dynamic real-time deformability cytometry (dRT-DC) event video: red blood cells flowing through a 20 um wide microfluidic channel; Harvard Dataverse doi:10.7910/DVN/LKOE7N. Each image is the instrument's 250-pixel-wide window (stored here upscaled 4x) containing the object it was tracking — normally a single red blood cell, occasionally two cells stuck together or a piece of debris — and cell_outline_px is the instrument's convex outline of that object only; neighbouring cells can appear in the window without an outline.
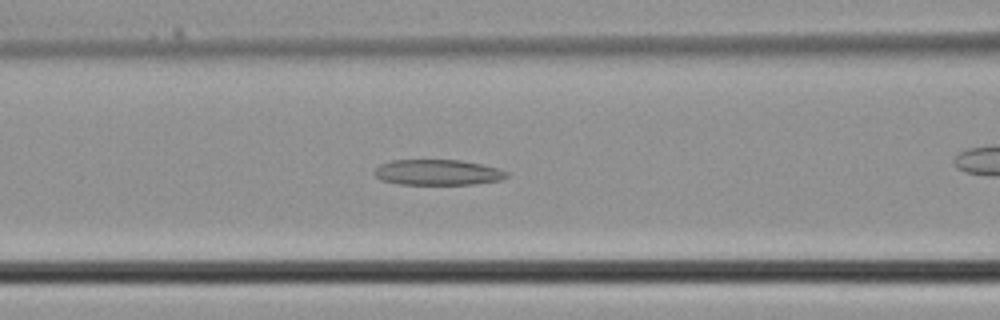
{"species": "common noctule bat (a hibernating species)", "species_latin": "Nyctalus noctula", "temperature_condition": "cold", "stored_images_in_passage": 22, "camera_frame_rate_fps": 3000, "um_per_image_px": 0.085, "animal": {"sex": "male", "body_mass_g": 21.5, "forearm_length_mm": 52.0}, "frame": {"image": 1, "passage_image": 7, "time_ms": 2.0, "image_size_px": [1000, 320], "cell_outline_px": [[508, 176], [500, 180], [472, 184], [400, 184], [384, 180], [376, 176], [372, 172], [380, 164], [392, 160], [460, 160], [480, 164], [496, 168], [508, 172]], "centroid_in_image_um": [37.19, 14.64], "position_along_channel_um": 129.4, "area_um2": 19.48}}
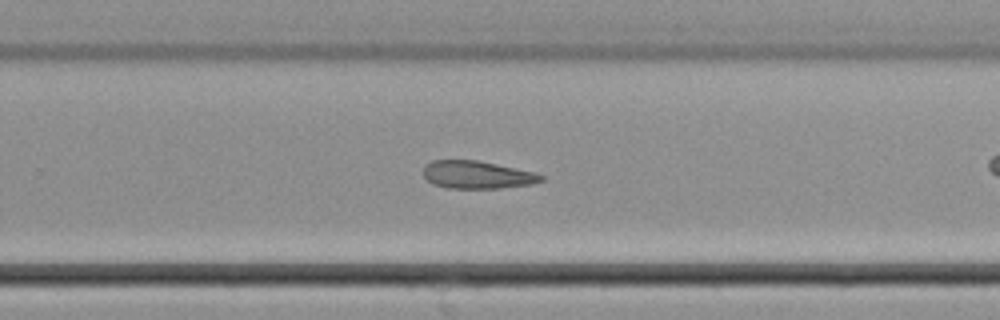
{"frame": {"image": 2, "passage_image": 16, "time_ms": 5.0, "image_size_px": [1000, 320], "cell_outline_px": [[544, 180], [532, 184], [500, 188], [448, 188], [432, 184], [424, 176], [424, 164], [432, 160], [476, 160], [496, 164], [532, 172], [544, 176]], "centroid_in_image_um": [40.52, 14.86], "position_along_channel_um": 289.3, "area_um2": 18.9}}